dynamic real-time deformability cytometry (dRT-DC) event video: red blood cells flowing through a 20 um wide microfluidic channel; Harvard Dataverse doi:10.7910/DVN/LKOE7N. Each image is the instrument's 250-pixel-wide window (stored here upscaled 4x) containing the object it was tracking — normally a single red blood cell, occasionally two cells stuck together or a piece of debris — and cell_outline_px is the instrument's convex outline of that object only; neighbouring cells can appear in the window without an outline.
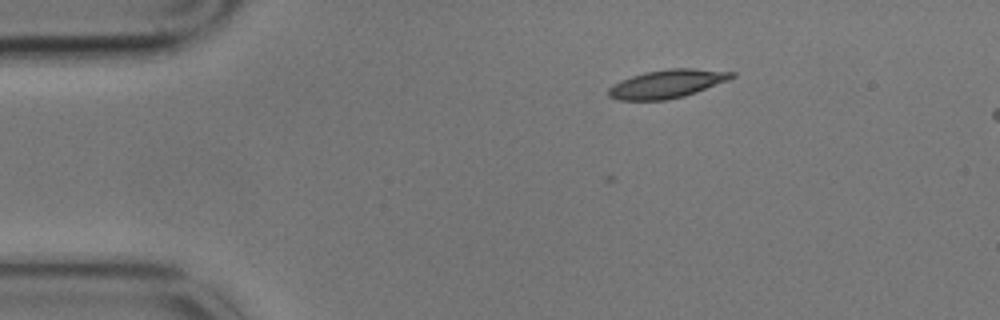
{"species": "common noctule bat (a hibernating species)", "species_latin": "Nyctalus noctula", "temperature_condition": "cold", "stored_images_in_passage": 5, "segment_of_instrument_passage": [1, 2], "camera_frame_rate_fps": 3000, "um_per_image_px": 0.085, "animal": {"sex": "male", "body_mass_g": 17.9}, "frame": {"image": 1, "passage_image": 2, "time_ms": 0.333, "image_size_px": [1000, 320], "cell_outline_px": [[736, 76], [728, 80], [696, 92], [684, 96], [664, 100], [616, 100], [608, 96], [608, 88], [612, 84], [620, 80], [644, 72], [668, 68], [692, 68], [736, 72]], "centroid_in_image_um": [56.68, 7.12], "position_along_channel_um": 28.3, "area_um2": 20.46}}
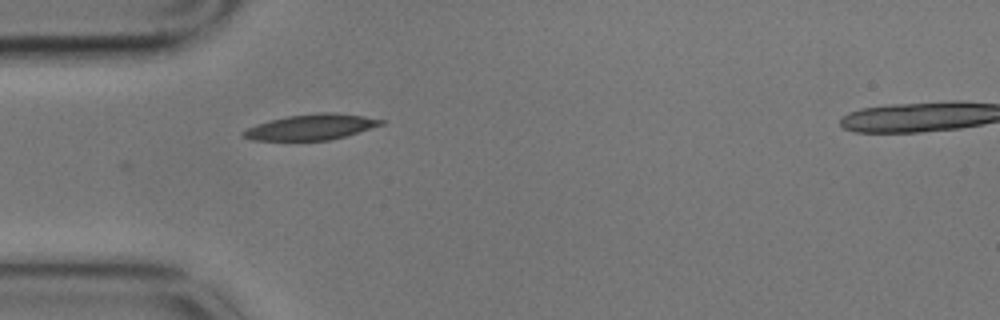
{"frame": {"image": 2, "passage_image": 4, "time_ms": 1.0, "image_size_px": [1000, 320], "cell_outline_px": [[388, 120], [384, 124], [344, 136], [328, 140], [252, 140], [240, 136], [240, 132], [256, 124], [288, 116], [316, 112], [332, 112], [364, 116]], "centroid_in_image_um": [26.45, 10.79], "position_along_channel_um": 58.6, "area_um2": 20.52}}